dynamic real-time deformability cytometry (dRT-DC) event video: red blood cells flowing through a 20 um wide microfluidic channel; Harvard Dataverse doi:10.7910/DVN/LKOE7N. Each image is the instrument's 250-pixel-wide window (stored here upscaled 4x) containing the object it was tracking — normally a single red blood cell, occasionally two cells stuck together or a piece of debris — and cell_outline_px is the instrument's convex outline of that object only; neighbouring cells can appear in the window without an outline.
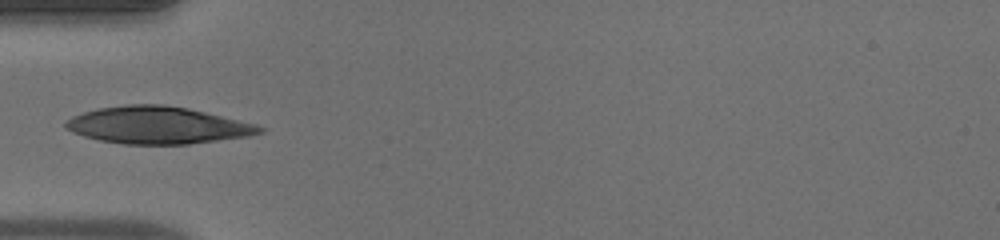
{"species": "human", "species_latin": "Homo sapiens", "temperature_condition": "warm", "stored_images_in_passage": 12, "camera_frame_rate_fps": 3000, "um_per_image_px": 0.085, "donor": {"sex": "male"}, "frame": {"image": 1, "passage_image": 1, "time_ms": 0.0, "image_size_px": [1000, 240], "cell_outline_px": [[264, 132], [248, 136], [188, 144], [124, 144], [100, 140], [84, 136], [72, 132], [64, 128], [64, 124], [72, 116], [84, 112], [100, 108], [124, 104], [164, 104], [188, 108], [256, 124], [264, 128]], "centroid_in_image_um": [13.38, 10.64], "position_along_channel_um": 71.6, "area_um2": 41.85}}
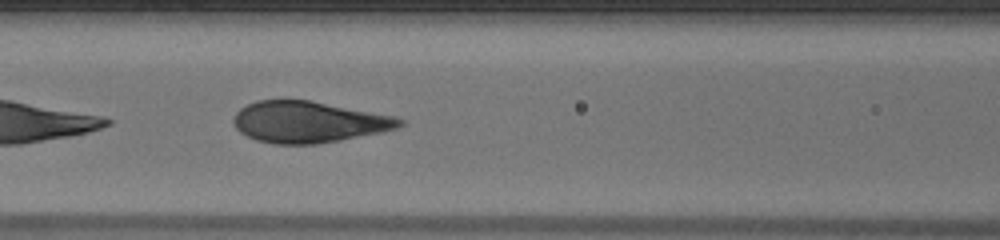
{"frame": {"image": 2, "passage_image": 6, "time_ms": 1.667, "image_size_px": [1000, 240], "cell_outline_px": [[404, 124], [396, 128], [380, 132], [340, 140], [316, 144], [272, 144], [256, 140], [240, 132], [232, 124], [232, 120], [236, 112], [240, 108], [256, 100], [308, 100], [396, 116], [404, 120]], "centroid_in_image_um": [26.2, 10.37], "position_along_channel_um": 140.4, "area_um2": 39.94}}
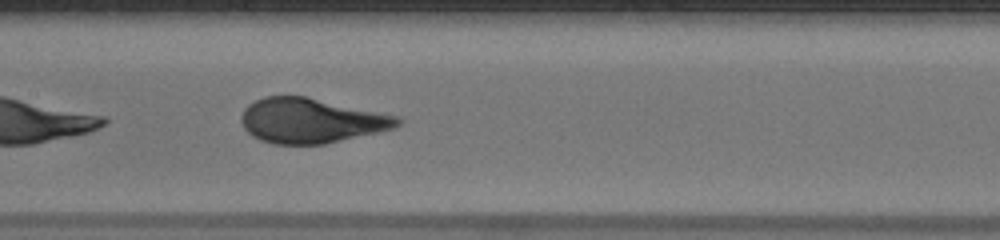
{"frame": {"image": 3, "passage_image": 9, "time_ms": 2.667, "image_size_px": [1000, 240], "cell_outline_px": [[404, 120], [400, 124], [392, 128], [376, 132], [324, 144], [272, 144], [260, 140], [252, 136], [244, 128], [240, 120], [240, 116], [244, 108], [248, 104], [264, 96], [304, 96], [396, 116]], "centroid_in_image_um": [26.37, 10.26], "position_along_channel_um": 181.0, "area_um2": 40.4}}